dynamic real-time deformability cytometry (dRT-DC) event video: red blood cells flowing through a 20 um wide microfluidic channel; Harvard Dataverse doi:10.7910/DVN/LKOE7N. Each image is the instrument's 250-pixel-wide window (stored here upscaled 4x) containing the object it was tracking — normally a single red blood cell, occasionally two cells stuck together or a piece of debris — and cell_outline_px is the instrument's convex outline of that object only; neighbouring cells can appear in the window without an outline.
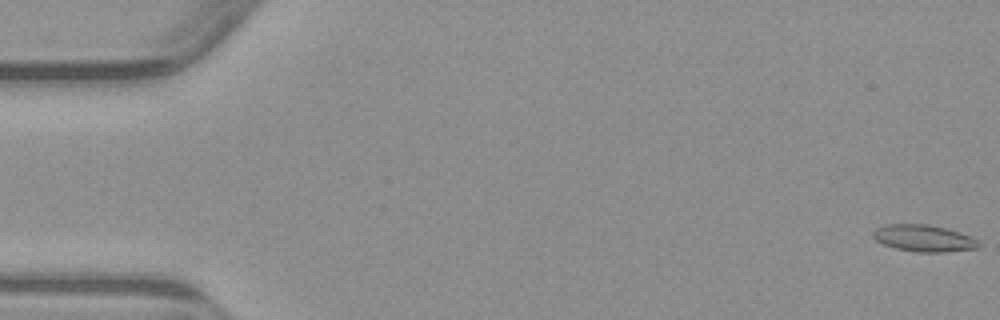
{"species": "common noctule bat (a hibernating species)", "species_latin": "Nyctalus noctula", "temperature_condition": "warm", "stored_images_in_passage": 6, "camera_frame_rate_fps": 3000, "um_per_image_px": 0.085, "animal": {"sex": "male", "body_mass_g": 23.1, "forearm_length_mm": 52.7}, "frame": {"image": 1, "passage_image": 1, "time_ms": 0.0, "image_size_px": [1000, 320], "cell_outline_px": [[980, 244], [976, 248], [944, 252], [916, 252], [896, 248], [884, 244], [876, 240], [872, 236], [872, 232], [876, 228], [884, 224], [928, 224], [960, 232], [976, 240]], "centroid_in_image_um": [78.46, 20.24], "position_along_channel_um": 6.5, "area_um2": 16.3}}
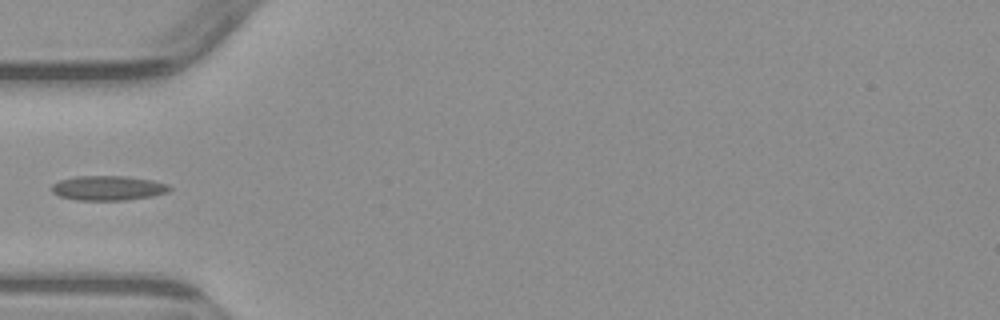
{"frame": {"image": 2, "passage_image": 5, "time_ms": 5.667, "image_size_px": [1000, 320], "cell_outline_px": [[172, 188], [168, 192], [152, 196], [124, 200], [76, 200], [60, 196], [52, 192], [52, 184], [60, 180], [76, 176], [124, 176], [152, 180], [168, 184]], "centroid_in_image_um": [9.19, 15.98], "position_along_channel_um": 75.8, "area_um2": 16.88}}
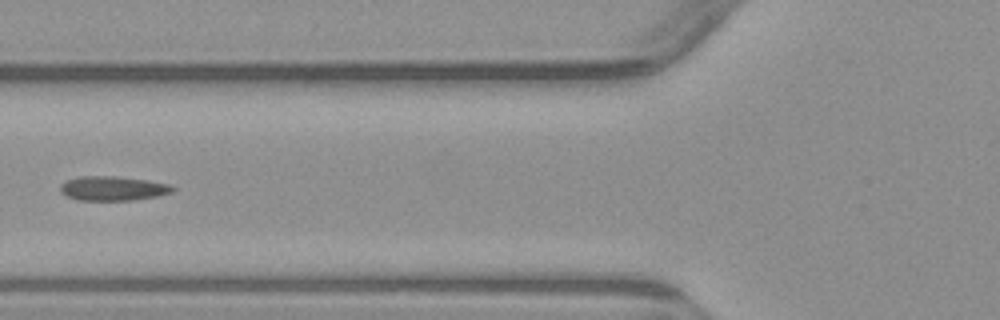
{"frame": {"image": 3, "passage_image": 6, "time_ms": 6.667, "image_size_px": [1000, 320], "cell_outline_px": [[176, 188], [172, 192], [156, 196], [136, 200], [76, 200], [60, 192], [60, 184], [68, 180], [80, 176], [116, 176], [148, 180], [168, 184]], "centroid_in_image_um": [9.59, 16.01], "position_along_channel_um": 116.2, "area_um2": 15.95}}